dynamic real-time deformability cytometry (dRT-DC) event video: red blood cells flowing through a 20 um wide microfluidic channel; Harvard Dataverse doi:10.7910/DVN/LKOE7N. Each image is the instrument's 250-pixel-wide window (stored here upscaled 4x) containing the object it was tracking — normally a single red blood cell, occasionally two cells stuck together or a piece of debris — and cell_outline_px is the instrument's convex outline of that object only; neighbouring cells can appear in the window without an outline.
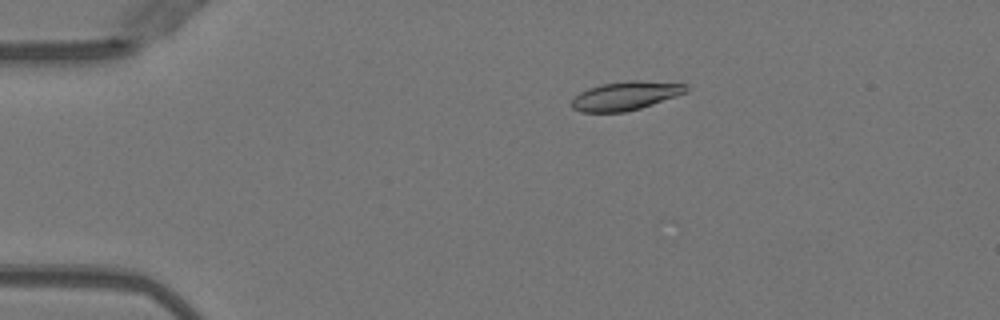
{"species": "Egyptian fruit bat (a non-hibernating species)", "species_latin": "Rousettus aegyptiacus", "temperature_condition": "warm", "stored_images_in_passage": 17, "camera_frame_rate_fps": 3000, "um_per_image_px": 0.085, "animal": {"sex": "female"}, "frame": {"image": 1, "passage_image": 2, "time_ms": 0.333, "image_size_px": [1000, 320], "cell_outline_px": [[688, 92], [640, 108], [624, 112], [580, 112], [572, 108], [572, 100], [580, 92], [588, 88], [600, 84], [632, 80], [636, 80], [688, 84]], "centroid_in_image_um": [53.18, 8.14], "position_along_channel_um": 31.8, "area_um2": 19.07}}
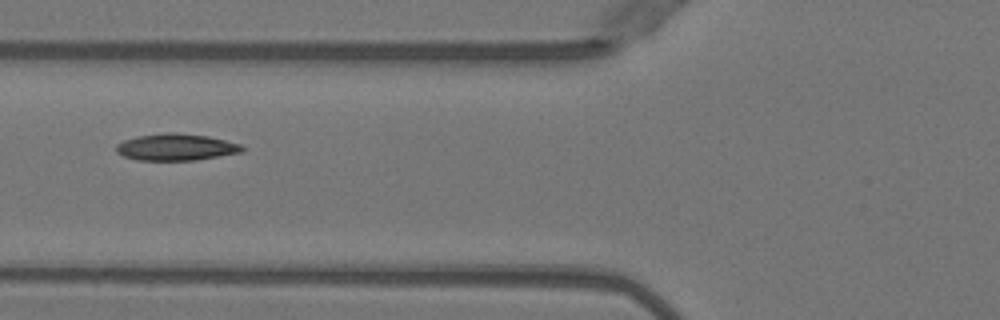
{"frame": {"image": 2, "passage_image": 12, "time_ms": 3.667, "image_size_px": [1000, 320], "cell_outline_px": [[244, 148], [240, 152], [196, 160], [136, 160], [124, 156], [116, 152], [116, 144], [124, 140], [136, 136], [164, 132], [176, 132], [208, 136], [240, 144]], "centroid_in_image_um": [14.91, 12.49], "position_along_channel_um": 110.9, "area_um2": 19.59}}
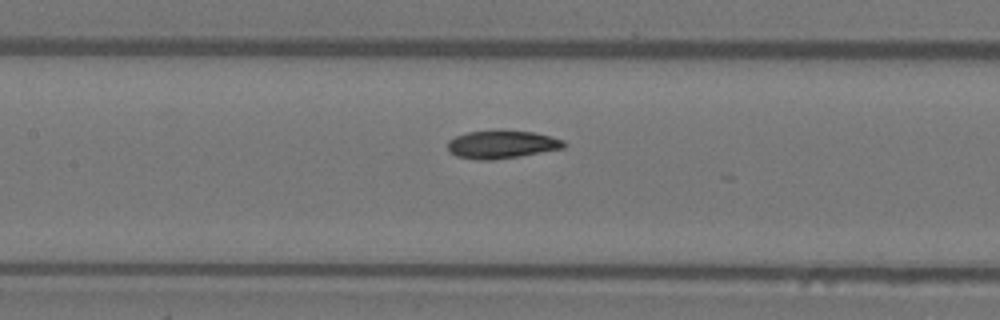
{"frame": {"image": 3, "passage_image": 16, "time_ms": 5.0, "image_size_px": [1000, 320], "cell_outline_px": [[568, 144], [564, 148], [520, 156], [492, 160], [476, 160], [456, 156], [448, 152], [448, 140], [456, 136], [468, 132], [532, 132], [564, 140]], "centroid_in_image_um": [42.64, 12.31], "position_along_channel_um": 164.8, "area_um2": 18.55}}